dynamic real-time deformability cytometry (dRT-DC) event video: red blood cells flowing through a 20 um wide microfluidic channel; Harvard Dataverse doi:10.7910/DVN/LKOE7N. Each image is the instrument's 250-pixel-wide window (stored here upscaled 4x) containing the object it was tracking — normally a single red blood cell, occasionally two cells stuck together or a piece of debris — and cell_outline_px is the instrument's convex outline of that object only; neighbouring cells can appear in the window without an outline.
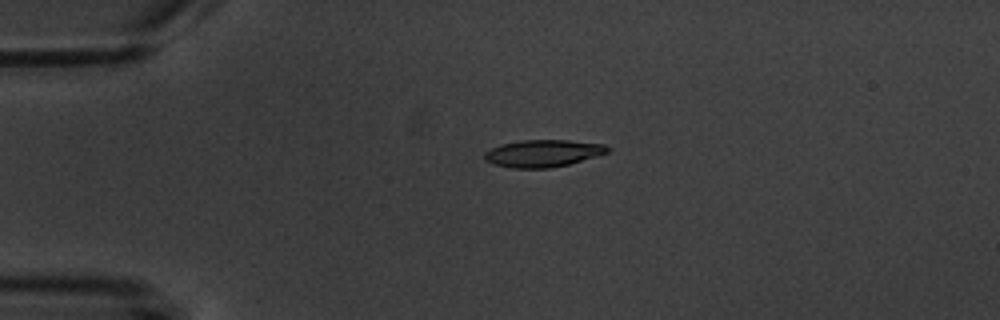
{"species": "common noctule bat (a hibernating species)", "species_latin": "Nyctalus noctula", "temperature_condition": "warm", "stored_images_in_passage": 2, "camera_frame_rate_fps": 3000, "um_per_image_px": 0.085, "animal": {"sex": "male", "body_mass_g": 20.1, "forearm_length_mm": 53.5}, "frame": {"image": 1, "passage_image": 1, "time_ms": 0.0, "image_size_px": [1000, 320], "cell_outline_px": [[612, 148], [608, 152], [596, 156], [568, 164], [548, 168], [512, 168], [492, 164], [484, 160], [484, 152], [500, 144], [520, 140], [568, 140], [604, 144]], "centroid_in_image_um": [46.13, 13.03], "position_along_channel_um": 38.9, "area_um2": 19.54}}